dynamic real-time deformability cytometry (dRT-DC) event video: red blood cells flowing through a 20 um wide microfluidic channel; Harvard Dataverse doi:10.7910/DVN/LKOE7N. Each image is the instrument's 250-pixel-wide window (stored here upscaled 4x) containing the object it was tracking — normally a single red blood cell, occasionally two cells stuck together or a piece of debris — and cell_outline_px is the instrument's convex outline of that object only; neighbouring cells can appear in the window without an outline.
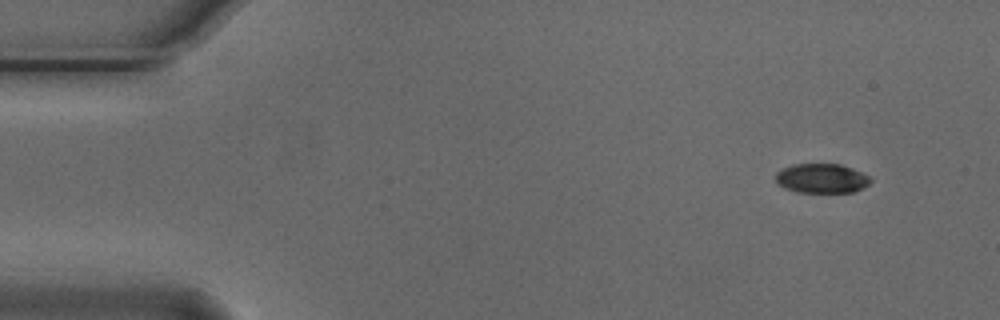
{"species": "Egyptian fruit bat (a non-hibernating species)", "species_latin": "Rousettus aegyptiacus", "temperature_condition": "cold", "stored_images_in_passage": 4, "camera_frame_rate_fps": 3000, "um_per_image_px": 0.085, "animal": {"sex": "male"}, "frame": {"image": 1, "passage_image": 1, "time_ms": 0.0, "image_size_px": [1000, 320], "cell_outline_px": [[872, 180], [864, 188], [852, 192], [796, 192], [784, 188], [776, 184], [776, 172], [792, 164], [840, 164], [852, 168], [868, 176]], "centroid_in_image_um": [69.82, 15.16], "position_along_channel_um": 15.2, "area_um2": 16.3}}
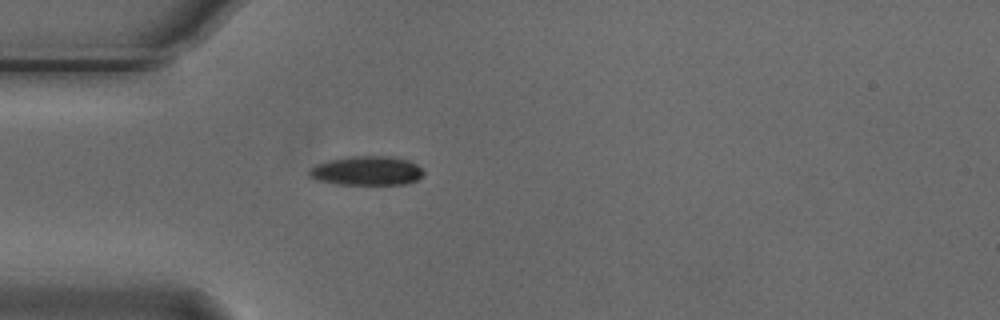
{"frame": {"image": 2, "passage_image": 4, "time_ms": 1.0, "image_size_px": [1000, 320], "cell_outline_px": [[424, 176], [416, 180], [404, 184], [336, 184], [316, 180], [308, 176], [308, 172], [316, 164], [328, 160], [352, 156], [392, 156], [408, 160], [416, 164], [424, 172]], "centroid_in_image_um": [31.17, 14.51], "position_along_channel_um": 53.8, "area_um2": 19.48}}